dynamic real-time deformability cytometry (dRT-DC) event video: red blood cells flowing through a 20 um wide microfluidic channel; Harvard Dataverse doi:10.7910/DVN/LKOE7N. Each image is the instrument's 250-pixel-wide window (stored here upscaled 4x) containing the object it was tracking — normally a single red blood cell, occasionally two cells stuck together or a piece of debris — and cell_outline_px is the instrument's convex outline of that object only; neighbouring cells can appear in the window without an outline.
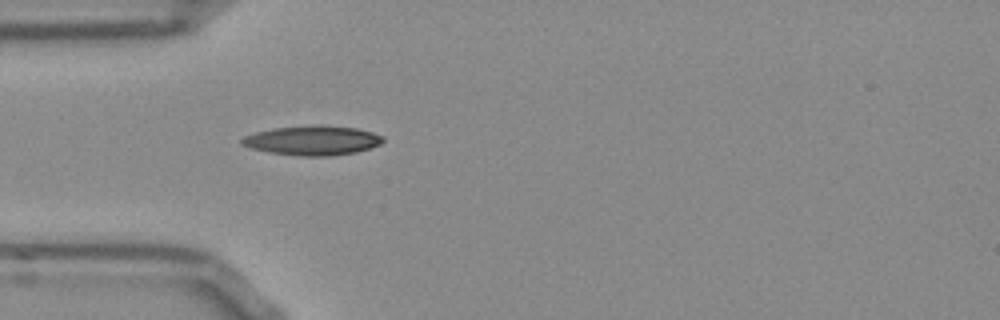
{"species": "Egyptian fruit bat (a non-hibernating species)", "species_latin": "Rousettus aegyptiacus", "temperature_condition": "room temperature", "stored_images_in_passage": 38, "camera_frame_rate_fps": 3000, "um_per_image_px": 0.085, "frame": {"image": 1, "passage_image": 1, "time_ms": 0.0, "image_size_px": [1000, 320], "cell_outline_px": [[384, 140], [380, 144], [356, 152], [332, 156], [296, 156], [268, 152], [248, 148], [240, 144], [240, 140], [244, 136], [256, 132], [276, 128], [356, 128], [372, 132], [384, 136]], "centroid_in_image_um": [26.52, 12.0], "position_along_channel_um": 58.5, "area_um2": 23.29}}
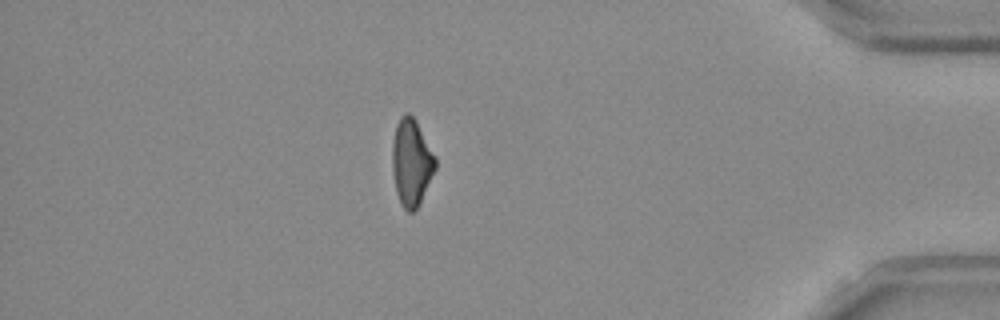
{"frame": {"image": 2, "passage_image": 31, "time_ms": 10.0, "image_size_px": [1000, 320], "cell_outline_px": [[436, 168], [420, 204], [412, 212], [408, 212], [400, 204], [396, 192], [392, 172], [392, 144], [396, 124], [400, 116], [404, 112], [408, 112], [416, 120], [436, 160]], "centroid_in_image_um": [34.95, 13.81], "position_along_channel_um": 400.3, "area_um2": 21.85}}
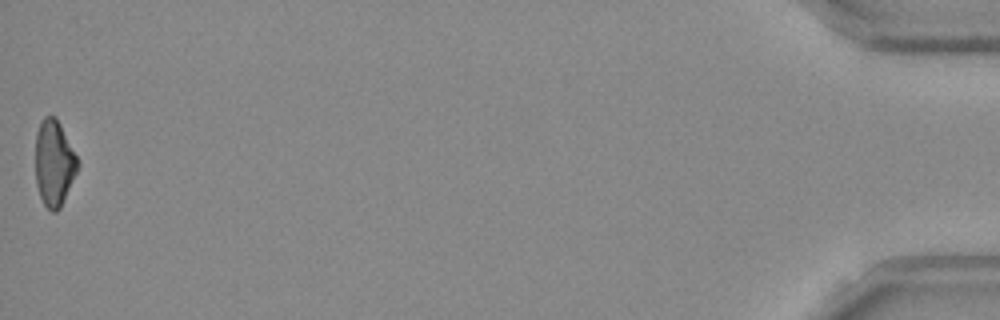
{"frame": {"image": 3, "passage_image": 38, "time_ms": 12.333, "image_size_px": [1000, 320], "cell_outline_px": [[76, 172], [60, 208], [56, 212], [52, 212], [44, 204], [40, 196], [36, 184], [36, 132], [40, 120], [44, 116], [56, 116], [76, 156]], "centroid_in_image_um": [4.55, 13.84], "position_along_channel_um": 430.6, "area_um2": 20.69}}